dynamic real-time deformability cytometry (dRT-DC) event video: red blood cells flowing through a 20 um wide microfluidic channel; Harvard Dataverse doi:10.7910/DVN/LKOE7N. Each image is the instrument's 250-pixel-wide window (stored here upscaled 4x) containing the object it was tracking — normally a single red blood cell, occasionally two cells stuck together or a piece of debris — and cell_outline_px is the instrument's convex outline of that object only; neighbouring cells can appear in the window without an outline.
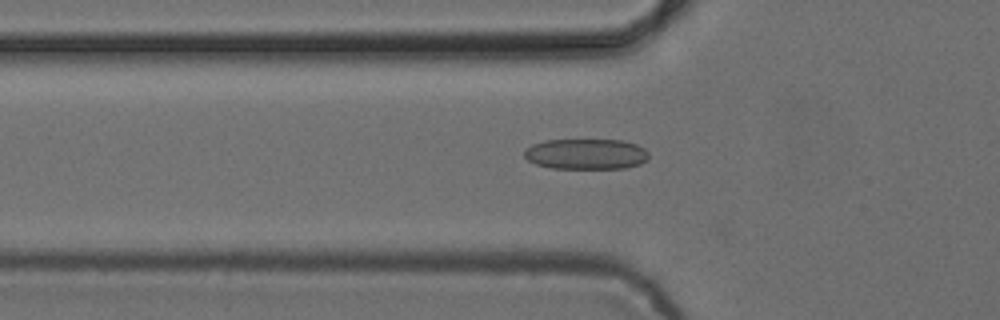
{"species": "common noctule bat (a hibernating species)", "species_latin": "Nyctalus noctula", "temperature_condition": "cold", "stored_images_in_passage": 39, "camera_frame_rate_fps": 3000, "um_per_image_px": 0.085, "animal": {"sex": "female", "body_mass_g": 24.6, "forearm_length_mm": 56.2}, "frame": {"image": 1, "passage_image": 7, "time_ms": 2.0, "image_size_px": [1000, 320], "cell_outline_px": [[648, 160], [640, 164], [624, 168], [552, 168], [536, 164], [528, 160], [524, 156], [524, 148], [532, 144], [544, 140], [624, 140], [636, 144], [644, 148], [648, 152]], "centroid_in_image_um": [49.81, 13.08], "position_along_channel_um": 76.0, "area_um2": 22.31}}
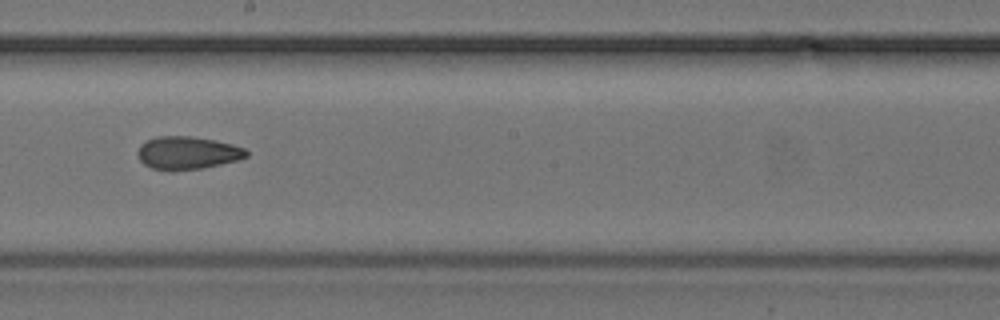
{"frame": {"image": 2, "passage_image": 19, "time_ms": 6.0, "image_size_px": [1000, 320], "cell_outline_px": [[248, 156], [236, 160], [220, 164], [200, 168], [172, 172], [152, 168], [144, 164], [140, 160], [136, 152], [140, 144], [156, 136], [192, 136], [216, 140], [232, 144], [244, 148], [248, 152]], "centroid_in_image_um": [15.9, 13.0], "position_along_channel_um": 232.3, "area_um2": 20.98}}
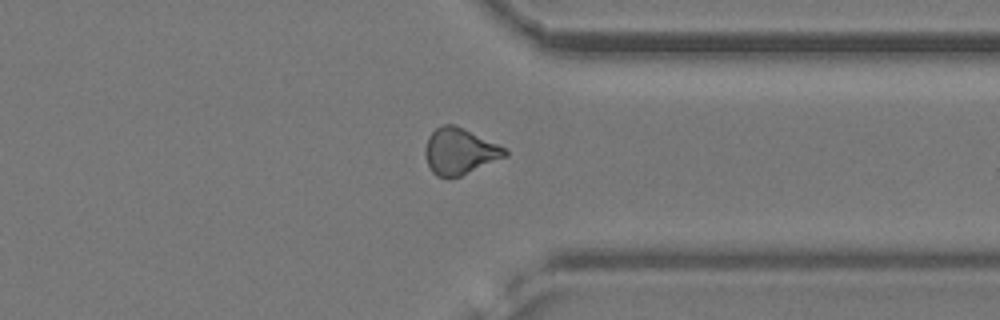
{"frame": {"image": 3, "passage_image": 30, "time_ms": 9.667, "image_size_px": [1000, 320], "cell_outline_px": [[508, 156], [460, 176], [448, 180], [436, 176], [432, 172], [428, 164], [424, 152], [428, 136], [436, 128], [444, 124], [456, 124], [508, 148]], "centroid_in_image_um": [39.09, 12.87], "position_along_channel_um": 372.3, "area_um2": 21.96}, "authors_computed_cell_mechanics": {"area_um2": 20.9814, "velocity_mm_per_s": 3.887, "shape_relaxation_time_tau1_ms": null, "shape_relaxation_time_tau2_ms": 3.0079, "deformation_change_tau1": null, "deformation_change_tau2": 0.099}}